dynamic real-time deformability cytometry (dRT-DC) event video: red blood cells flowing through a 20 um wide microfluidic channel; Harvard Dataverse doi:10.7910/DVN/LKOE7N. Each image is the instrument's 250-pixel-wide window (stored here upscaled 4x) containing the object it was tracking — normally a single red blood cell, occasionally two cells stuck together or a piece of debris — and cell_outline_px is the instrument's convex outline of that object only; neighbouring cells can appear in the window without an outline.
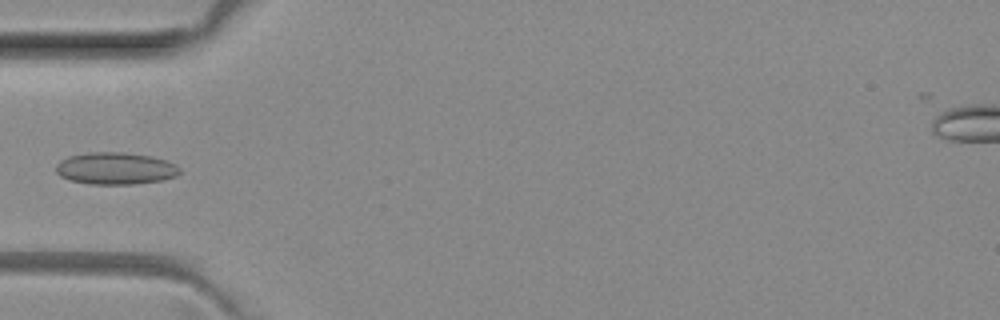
{"species": "common noctule bat (a hibernating species)", "species_latin": "Nyctalus noctula", "temperature_condition": "room temperature", "stored_images_in_passage": 29, "camera_frame_rate_fps": 3000, "um_per_image_px": 0.085, "animal": {"sex": "female", "body_mass_g": 29.2, "forearm_length_mm": 56.3}, "frame": {"image": 1, "passage_image": 1, "time_ms": 0.0, "image_size_px": [1000, 320], "cell_outline_px": [[180, 172], [176, 176], [164, 180], [132, 184], [92, 184], [68, 180], [60, 176], [56, 172], [56, 164], [60, 160], [68, 156], [88, 152], [124, 152], [152, 156], [176, 164], [180, 168]], "centroid_in_image_um": [9.8, 14.31], "position_along_channel_um": 75.2, "area_um2": 23.29}}
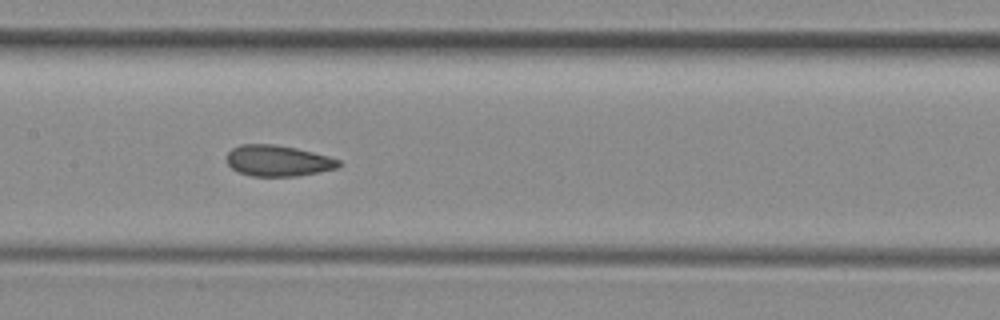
{"frame": {"image": 2, "passage_image": 9, "time_ms": 2.667, "image_size_px": [1000, 320], "cell_outline_px": [[340, 168], [296, 176], [252, 176], [240, 172], [232, 168], [228, 164], [228, 152], [232, 148], [240, 144], [272, 144], [296, 148], [328, 156], [340, 160]], "centroid_in_image_um": [23.64, 13.66], "position_along_channel_um": 183.8, "area_um2": 20.11}}
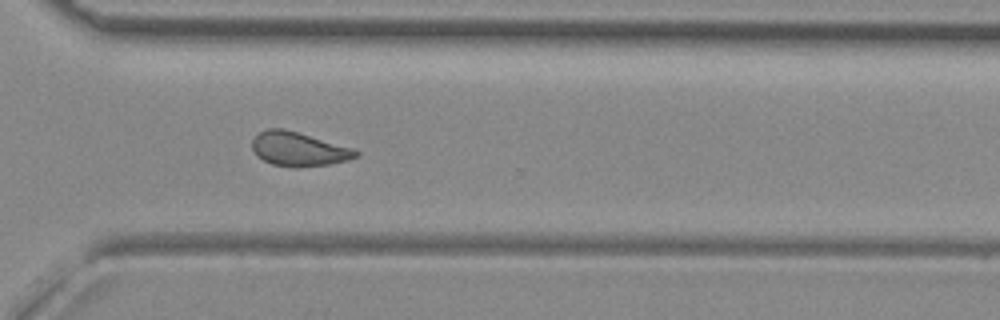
{"frame": {"image": 3, "passage_image": 21, "time_ms": 6.667, "image_size_px": [1000, 320], "cell_outline_px": [[360, 156], [348, 160], [328, 164], [296, 168], [272, 164], [256, 156], [252, 148], [252, 140], [260, 132], [268, 128], [284, 128], [352, 148], [360, 152]], "centroid_in_image_um": [25.38, 12.68], "position_along_channel_um": 345.2, "area_um2": 20.52}}